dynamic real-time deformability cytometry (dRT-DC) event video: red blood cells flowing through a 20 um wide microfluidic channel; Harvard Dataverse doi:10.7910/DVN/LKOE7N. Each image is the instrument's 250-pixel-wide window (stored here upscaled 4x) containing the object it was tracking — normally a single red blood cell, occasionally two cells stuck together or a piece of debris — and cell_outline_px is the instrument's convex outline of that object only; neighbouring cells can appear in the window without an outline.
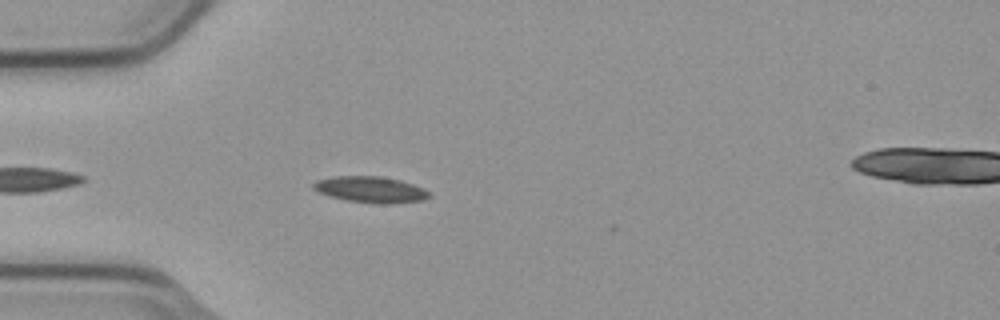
{"species": "common noctule bat (a hibernating species)", "species_latin": "Nyctalus noctula", "temperature_condition": "cold", "stored_images_in_passage": 15, "camera_frame_rate_fps": 3000, "um_per_image_px": 0.085, "animal": {"sex": "male", "body_mass_g": 23.1, "forearm_length_mm": 52.7}, "frame": {"image": 1, "passage_image": 5, "time_ms": 1.333, "image_size_px": [1000, 320], "cell_outline_px": [[432, 196], [424, 200], [388, 204], [376, 204], [348, 200], [328, 196], [312, 188], [312, 184], [316, 180], [332, 176], [380, 176], [400, 180], [424, 188]], "centroid_in_image_um": [31.5, 16.11], "position_along_channel_um": 53.5, "area_um2": 17.74}}
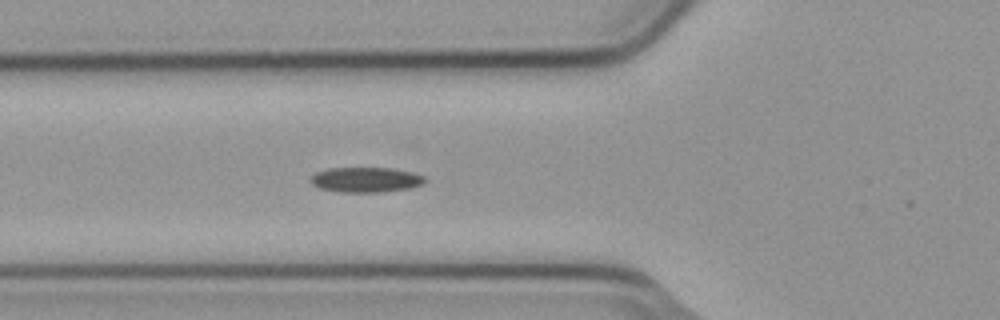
{"frame": {"image": 2, "passage_image": 9, "time_ms": 2.667, "image_size_px": [1000, 320], "cell_outline_px": [[428, 180], [424, 184], [412, 188], [380, 192], [340, 192], [320, 188], [312, 184], [308, 180], [316, 172], [328, 168], [392, 168], [412, 172], [424, 176]], "centroid_in_image_um": [31.12, 15.28], "position_along_channel_um": 94.7, "area_um2": 16.88}}
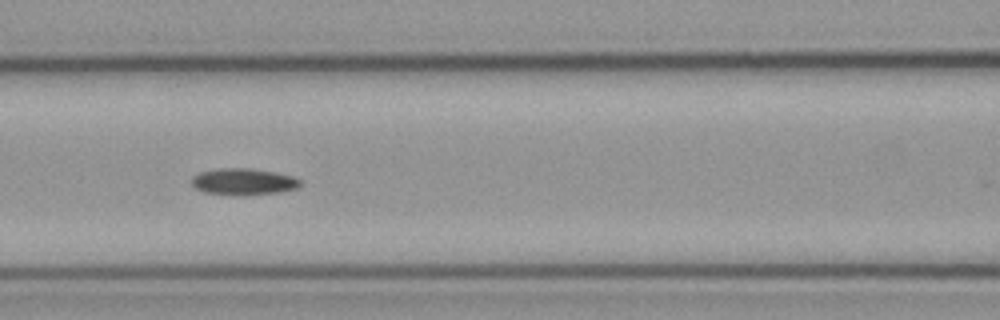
{"frame": {"image": 3, "passage_image": 13, "time_ms": 4.0, "image_size_px": [1000, 320], "cell_outline_px": [[300, 184], [296, 188], [280, 192], [244, 196], [240, 196], [204, 192], [196, 188], [192, 184], [192, 176], [200, 172], [220, 168], [248, 168], [276, 172], [292, 176], [300, 180]], "centroid_in_image_um": [20.68, 15.45], "position_along_channel_um": 145.9, "area_um2": 16.88}}